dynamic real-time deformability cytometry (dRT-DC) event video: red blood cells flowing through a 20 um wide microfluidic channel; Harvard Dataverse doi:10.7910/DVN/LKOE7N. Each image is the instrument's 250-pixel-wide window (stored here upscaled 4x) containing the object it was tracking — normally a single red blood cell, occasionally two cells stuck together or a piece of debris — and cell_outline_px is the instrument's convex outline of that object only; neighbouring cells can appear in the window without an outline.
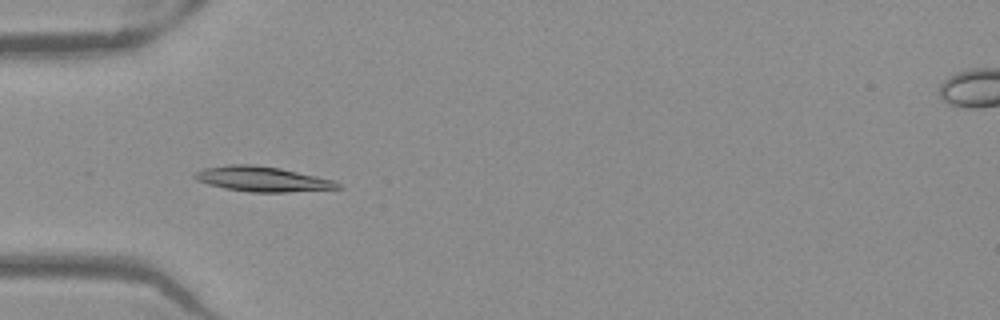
{"species": "Egyptian fruit bat (a non-hibernating species)", "species_latin": "Rousettus aegyptiacus", "temperature_condition": "warm", "stored_images_in_passage": 52, "camera_frame_rate_fps": 3000, "um_per_image_px": 0.085, "frame": {"image": 1, "passage_image": 17, "time_ms": 5.333, "image_size_px": [1000, 320], "cell_outline_px": [[344, 188], [288, 192], [248, 192], [224, 188], [208, 184], [196, 180], [192, 176], [192, 172], [204, 168], [228, 164], [252, 164], [280, 168], [336, 180]], "centroid_in_image_um": [22.29, 15.21], "position_along_channel_um": 62.7, "area_um2": 21.15}}
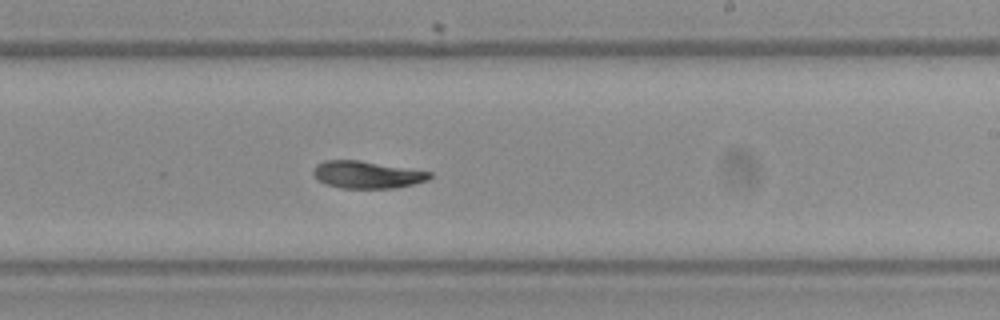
{"frame": {"image": 2, "passage_image": 32, "time_ms": 10.333, "image_size_px": [1000, 320], "cell_outline_px": [[432, 176], [428, 180], [396, 188], [340, 188], [324, 184], [312, 172], [316, 164], [324, 160], [360, 160], [432, 172]], "centroid_in_image_um": [31.19, 14.84], "position_along_channel_um": 257.8, "area_um2": 18.5}}
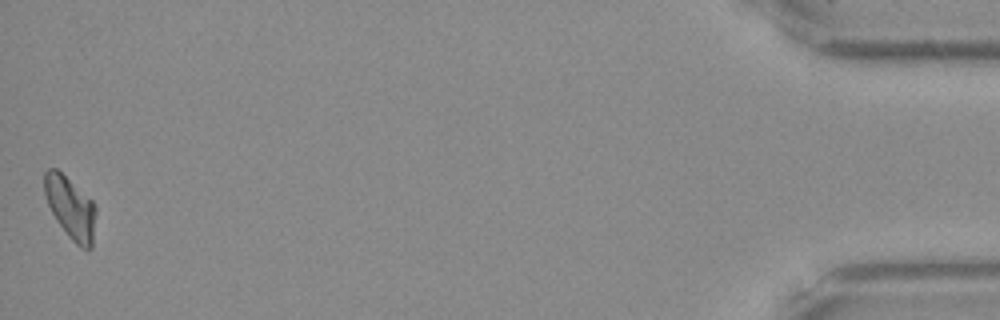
{"frame": {"image": 3, "passage_image": 52, "time_ms": 17.0, "image_size_px": [1000, 320], "cell_outline_px": [[96, 212], [92, 248], [88, 252], [80, 248], [68, 236], [56, 220], [48, 204], [44, 192], [44, 172], [48, 168], [56, 168], [92, 200], [96, 208]], "centroid_in_image_um": [6.0, 17.69], "position_along_channel_um": 429.2, "area_um2": 18.67}, "authors_computed_cell_mechanics": {"area_um2": 19.363, "velocity_mm_per_s": 3.9411, "shape_relaxation_time_tau1_ms": 6.4305, "shape_relaxation_time_tau2_ms": 11.3738, "deformation_change_tau1": 0.1903, "deformation_change_tau2": 0.1197}}